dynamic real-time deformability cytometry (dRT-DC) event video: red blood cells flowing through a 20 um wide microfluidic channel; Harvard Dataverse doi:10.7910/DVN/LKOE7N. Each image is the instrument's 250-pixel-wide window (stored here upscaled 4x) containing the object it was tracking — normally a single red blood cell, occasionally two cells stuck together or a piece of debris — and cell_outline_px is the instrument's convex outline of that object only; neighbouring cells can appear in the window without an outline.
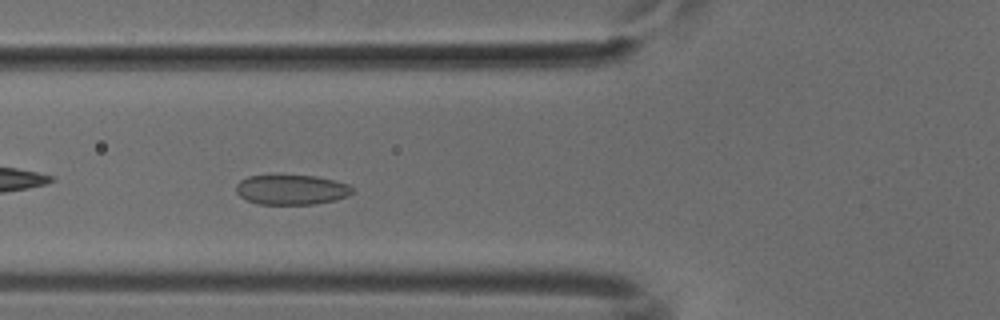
{"species": "common noctule bat (a hibernating species)", "species_latin": "Nyctalus noctula", "temperature_condition": "cold", "stored_images_in_passage": 48, "camera_frame_rate_fps": 3000, "um_per_image_px": 0.085, "animal": {"sex": "male", "body_mass_g": 18.8}, "frame": {"image": 1, "passage_image": 15, "time_ms": 4.667, "image_size_px": [1000, 320], "cell_outline_px": [[352, 192], [348, 196], [336, 200], [312, 204], [260, 204], [248, 200], [240, 196], [236, 192], [236, 184], [240, 180], [248, 176], [316, 176], [336, 180], [348, 184], [352, 188]], "centroid_in_image_um": [24.79, 16.12], "position_along_channel_um": 101.0, "area_um2": 20.11}}
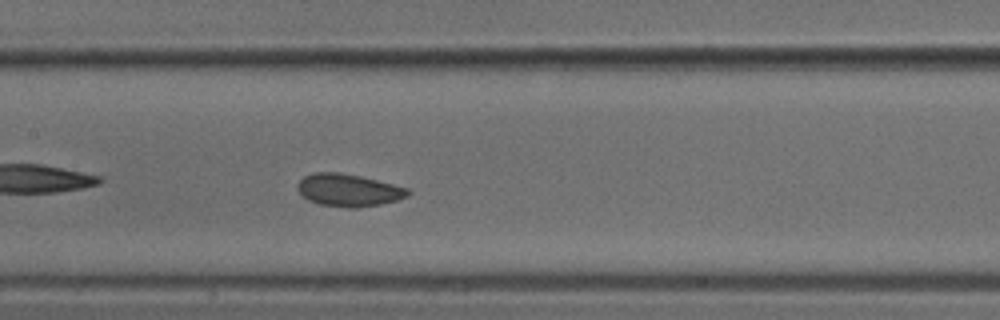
{"frame": {"image": 2, "passage_image": 21, "time_ms": 6.667, "image_size_px": [1000, 320], "cell_outline_px": [[412, 192], [408, 196], [396, 200], [380, 204], [356, 208], [348, 208], [320, 204], [308, 200], [296, 188], [296, 184], [304, 176], [316, 172], [340, 172], [360, 176], [408, 188]], "centroid_in_image_um": [29.62, 16.16], "position_along_channel_um": 177.8, "area_um2": 20.81}}
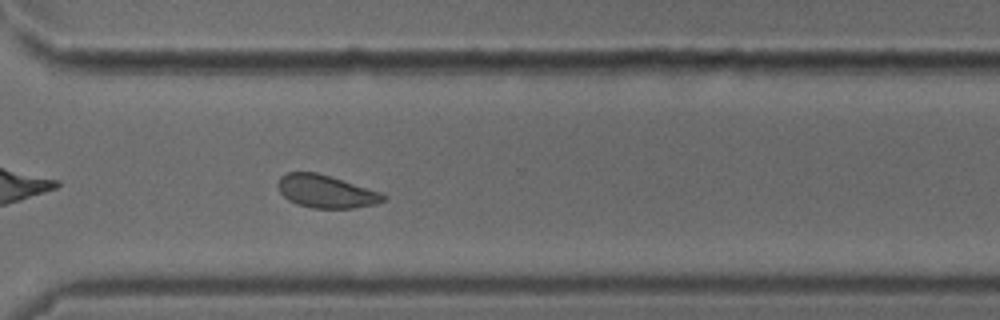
{"frame": {"image": 3, "passage_image": 34, "time_ms": 11.0, "image_size_px": [1000, 320], "cell_outline_px": [[388, 196], [384, 200], [376, 204], [352, 208], [312, 208], [296, 204], [288, 200], [280, 192], [276, 184], [280, 176], [288, 172], [316, 172], [384, 192]], "centroid_in_image_um": [27.72, 16.27], "position_along_channel_um": 342.9, "area_um2": 20.4}}